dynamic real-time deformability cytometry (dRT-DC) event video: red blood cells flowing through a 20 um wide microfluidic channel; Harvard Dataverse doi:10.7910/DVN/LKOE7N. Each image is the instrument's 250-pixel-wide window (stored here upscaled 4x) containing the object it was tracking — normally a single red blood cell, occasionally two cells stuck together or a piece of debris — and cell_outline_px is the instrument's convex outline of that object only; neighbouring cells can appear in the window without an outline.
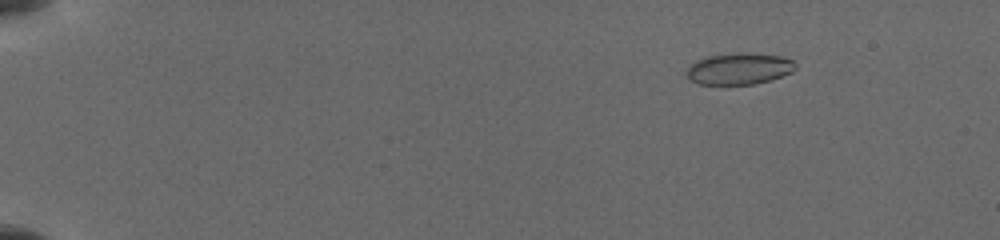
{"species": "common noctule bat (a hibernating species)", "species_latin": "Nyctalus noctula", "temperature_condition": "cold", "stored_images_in_passage": 25, "camera_frame_rate_fps": 3000, "um_per_image_px": 0.085, "animal": {"sex": "female", "body_mass_g": 19.5, "forearm_length_mm": 54.1}, "frame": {"image": 1, "passage_image": 6, "time_ms": 2.667, "image_size_px": [1000, 240], "cell_outline_px": [[796, 68], [792, 72], [772, 80], [756, 84], [696, 84], [688, 76], [688, 68], [696, 60], [708, 56], [780, 56], [792, 60], [796, 64]], "centroid_in_image_um": [62.85, 5.91], "position_along_channel_um": 22.2, "area_um2": 18.84}}
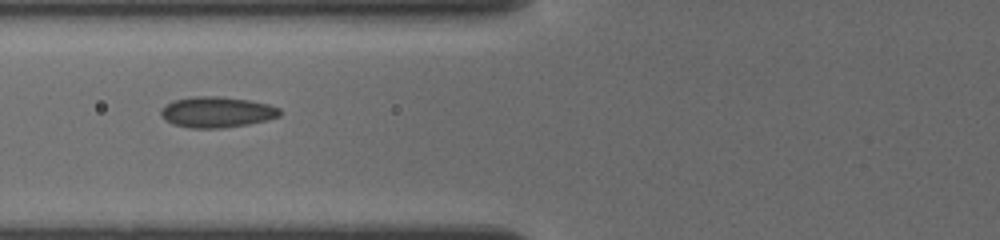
{"frame": {"image": 2, "passage_image": 17, "time_ms": 8.0, "image_size_px": [1000, 240], "cell_outline_px": [[280, 116], [268, 120], [248, 124], [224, 128], [188, 128], [172, 124], [160, 112], [168, 104], [176, 100], [196, 96], [220, 96], [248, 100], [268, 104], [280, 108]], "centroid_in_image_um": [18.49, 9.54], "position_along_channel_um": 107.3, "area_um2": 21.1}}
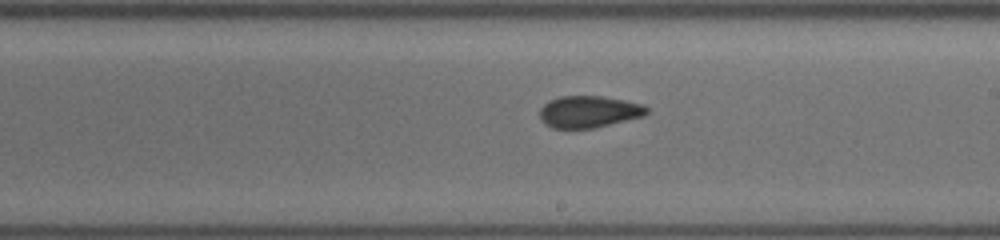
{"frame": {"image": 3, "passage_image": 25, "time_ms": 11.333, "image_size_px": [1000, 240], "cell_outline_px": [[648, 112], [644, 116], [592, 128], [552, 128], [540, 120], [540, 108], [548, 100], [560, 96], [600, 96], [644, 104], [648, 108]], "centroid_in_image_um": [50.03, 9.49], "position_along_channel_um": 239.0, "area_um2": 19.77}}